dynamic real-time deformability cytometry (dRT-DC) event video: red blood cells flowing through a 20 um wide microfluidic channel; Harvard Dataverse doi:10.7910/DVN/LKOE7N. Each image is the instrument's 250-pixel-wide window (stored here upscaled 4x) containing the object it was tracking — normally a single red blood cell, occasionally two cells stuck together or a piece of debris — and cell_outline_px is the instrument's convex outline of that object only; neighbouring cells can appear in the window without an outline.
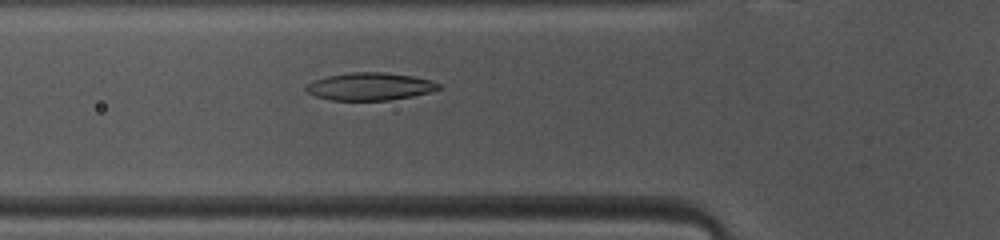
{"species": "common noctule bat (a hibernating species)", "species_latin": "Nyctalus noctula", "temperature_condition": "warm", "stored_images_in_passage": 47, "camera_frame_rate_fps": 3000, "um_per_image_px": 0.085, "animal": {"sex": "female", "body_mass_g": 10.0, "forearm_length_mm": 53.1}, "frame": {"image": 1, "passage_image": 15, "time_ms": 4.667, "image_size_px": [1000, 240], "cell_outline_px": [[444, 88], [412, 96], [388, 100], [328, 100], [316, 96], [308, 92], [304, 88], [312, 80], [328, 76], [352, 72], [384, 72], [412, 76], [432, 80], [440, 84]], "centroid_in_image_um": [31.45, 7.35], "position_along_channel_um": 94.3, "area_um2": 21.33}}
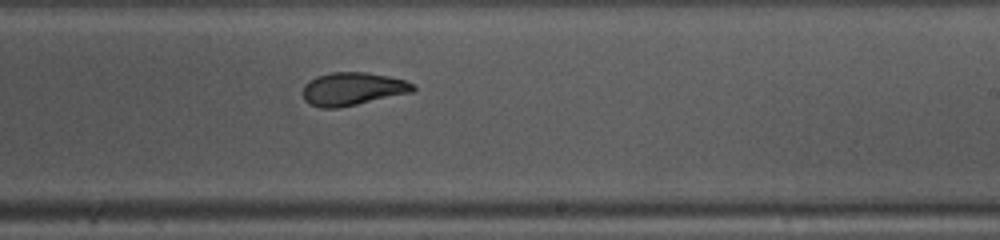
{"frame": {"image": 2, "passage_image": 27, "time_ms": 8.667, "image_size_px": [1000, 240], "cell_outline_px": [[416, 88], [412, 92], [340, 108], [320, 108], [308, 104], [304, 100], [304, 84], [308, 80], [316, 76], [332, 72], [368, 72], [388, 76], [404, 80], [412, 84]], "centroid_in_image_um": [29.93, 7.56], "position_along_channel_um": 259.1, "area_um2": 21.27}}
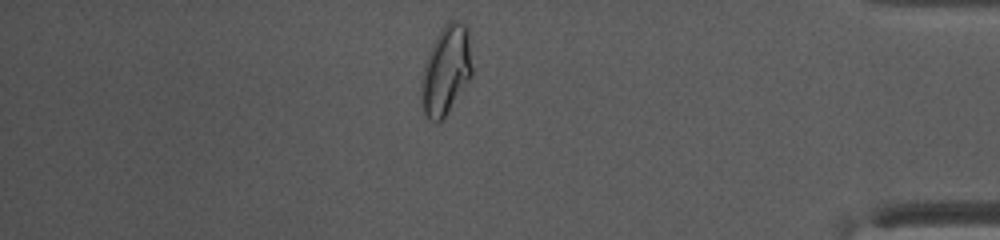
{"frame": {"image": 3, "passage_image": 40, "time_ms": 13.0, "image_size_px": [1000, 240], "cell_outline_px": [[472, 76], [444, 120], [436, 124], [428, 120], [420, 104], [420, 80], [428, 52], [436, 36], [444, 24], [448, 20], [456, 20], [464, 24], [468, 28], [472, 68]], "centroid_in_image_um": [37.89, 6.03], "position_along_channel_um": 397.3, "area_um2": 27.11}, "authors_computed_cell_mechanics": {"area_um2": 22.0218, "velocity_mm_per_s": 4.0976, "shape_relaxation_time_tau1_ms": 4.7387, "shape_relaxation_time_tau2_ms": 4.1974, "deformation_change_tau1": 0.1797, "deformation_change_tau2": 0.0609}}